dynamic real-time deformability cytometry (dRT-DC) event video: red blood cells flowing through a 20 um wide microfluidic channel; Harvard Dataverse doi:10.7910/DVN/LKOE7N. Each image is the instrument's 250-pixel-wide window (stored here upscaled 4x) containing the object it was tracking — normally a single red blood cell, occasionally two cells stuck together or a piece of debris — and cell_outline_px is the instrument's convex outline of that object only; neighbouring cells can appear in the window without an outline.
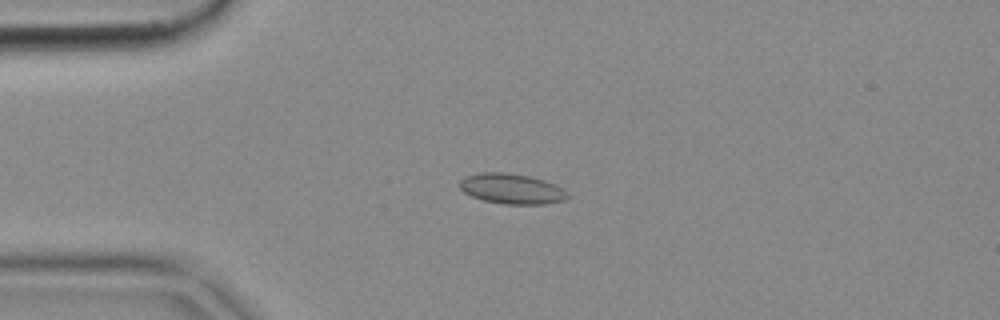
{"species": "common noctule bat (a hibernating species)", "species_latin": "Nyctalus noctula", "temperature_condition": "cold", "stored_images_in_passage": 51, "camera_frame_rate_fps": 3000, "um_per_image_px": 0.085, "animal": {"sex": "female", "body_mass_g": 18.4}, "frame": {"image": 1, "passage_image": 12, "time_ms": 3.667, "image_size_px": [1000, 320], "cell_outline_px": [[568, 196], [564, 200], [544, 204], [504, 204], [484, 200], [472, 196], [464, 192], [460, 188], [460, 180], [464, 176], [480, 172], [508, 172], [528, 176], [544, 180], [556, 184], [564, 188], [568, 192]], "centroid_in_image_um": [43.5, 16.03], "position_along_channel_um": 41.5, "area_um2": 19.13}}
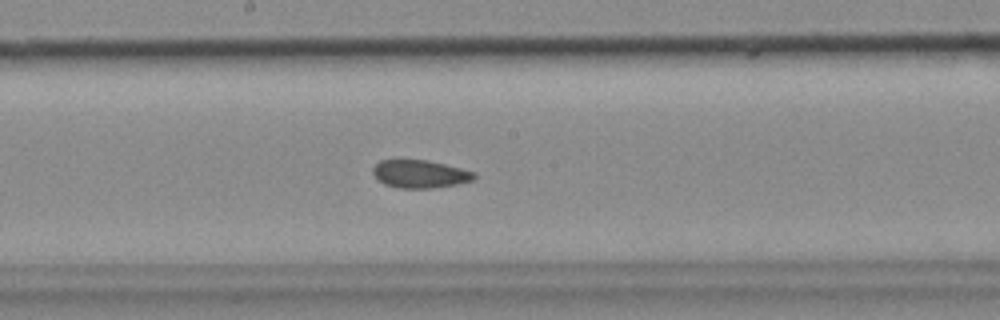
{"frame": {"image": 2, "passage_image": 27, "time_ms": 8.667, "image_size_px": [1000, 320], "cell_outline_px": [[476, 176], [472, 180], [456, 184], [432, 188], [396, 188], [384, 184], [376, 180], [372, 172], [372, 168], [380, 160], [428, 160], [476, 172]], "centroid_in_image_um": [35.65, 14.79], "position_along_channel_um": 212.5, "area_um2": 16.53}}
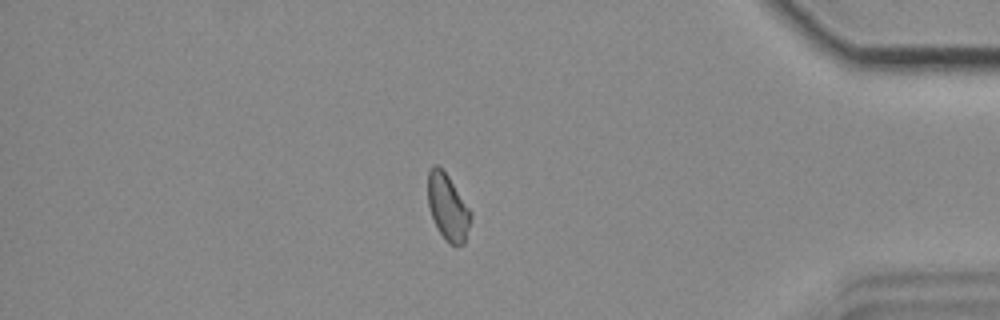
{"frame": {"image": 3, "passage_image": 44, "time_ms": 14.333, "image_size_px": [1000, 320], "cell_outline_px": [[472, 216], [464, 244], [448, 244], [444, 240], [432, 216], [428, 204], [428, 172], [436, 164], [448, 176], [472, 212]], "centroid_in_image_um": [38.07, 17.63], "position_along_channel_um": 397.1, "area_um2": 16.24}}